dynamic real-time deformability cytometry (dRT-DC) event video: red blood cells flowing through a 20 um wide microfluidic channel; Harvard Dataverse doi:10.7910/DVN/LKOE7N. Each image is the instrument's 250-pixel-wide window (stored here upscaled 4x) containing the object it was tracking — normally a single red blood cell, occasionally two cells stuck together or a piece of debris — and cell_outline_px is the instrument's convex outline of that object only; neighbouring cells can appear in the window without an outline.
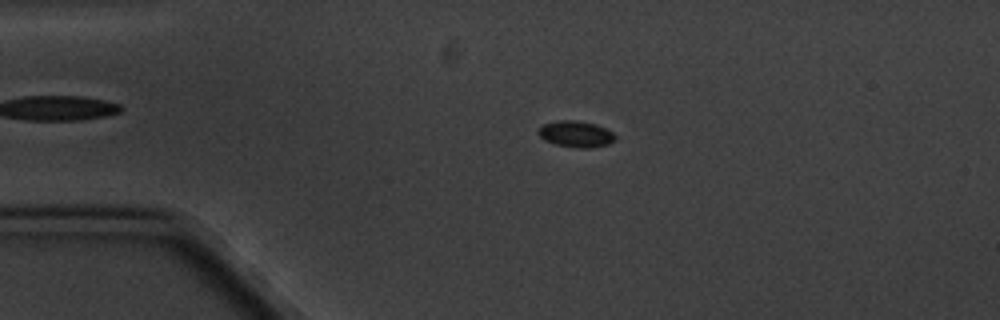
{"species": "common noctule bat (a hibernating species)", "species_latin": "Nyctalus noctula", "temperature_condition": "cold", "stored_images_in_passage": 4, "camera_frame_rate_fps": 3000, "um_per_image_px": 0.085, "animal": {"sex": "male", "body_mass_g": 20.1, "forearm_length_mm": 53.5}, "frame": {"image": 1, "passage_image": 3, "time_ms": 2.333, "image_size_px": [1000, 320], "cell_outline_px": [[616, 140], [608, 144], [588, 148], [580, 148], [556, 144], [544, 140], [536, 132], [544, 124], [560, 120], [580, 120], [596, 124], [612, 132], [616, 136]], "centroid_in_image_um": [48.96, 11.38], "position_along_channel_um": 36.0, "area_um2": 11.73}}